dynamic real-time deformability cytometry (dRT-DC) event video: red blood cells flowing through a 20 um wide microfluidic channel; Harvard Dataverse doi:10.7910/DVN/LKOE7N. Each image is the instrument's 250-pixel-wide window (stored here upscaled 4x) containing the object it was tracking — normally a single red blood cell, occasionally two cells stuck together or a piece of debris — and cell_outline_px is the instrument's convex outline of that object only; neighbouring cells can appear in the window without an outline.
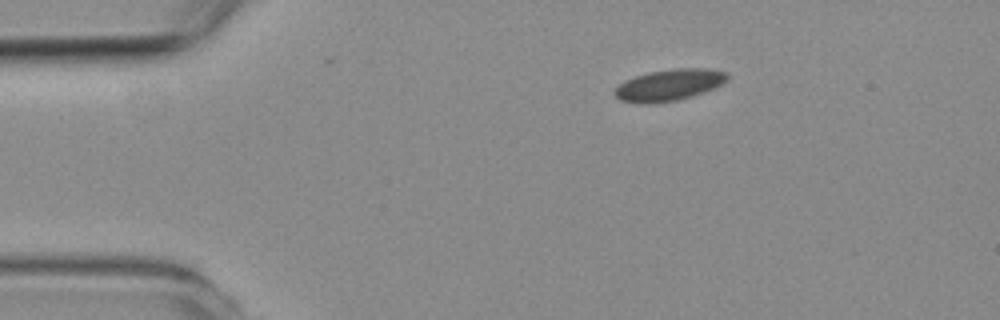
{"species": "common noctule bat (a hibernating species)", "species_latin": "Nyctalus noctula", "temperature_condition": "room temperature", "stored_images_in_passage": 3, "camera_frame_rate_fps": 3000, "um_per_image_px": 0.085, "animal": {"sex": "female", "body_mass_g": 19.3, "forearm_length_mm": 54.1}, "frame": {"image": 1, "passage_image": 1, "time_ms": 0.0, "image_size_px": [1000, 320], "cell_outline_px": [[728, 80], [716, 88], [692, 96], [676, 100], [652, 104], [648, 104], [620, 100], [612, 92], [624, 80], [648, 72], [676, 68], [708, 68], [728, 72]], "centroid_in_image_um": [56.91, 7.21], "position_along_channel_um": 28.1, "area_um2": 20.81}}